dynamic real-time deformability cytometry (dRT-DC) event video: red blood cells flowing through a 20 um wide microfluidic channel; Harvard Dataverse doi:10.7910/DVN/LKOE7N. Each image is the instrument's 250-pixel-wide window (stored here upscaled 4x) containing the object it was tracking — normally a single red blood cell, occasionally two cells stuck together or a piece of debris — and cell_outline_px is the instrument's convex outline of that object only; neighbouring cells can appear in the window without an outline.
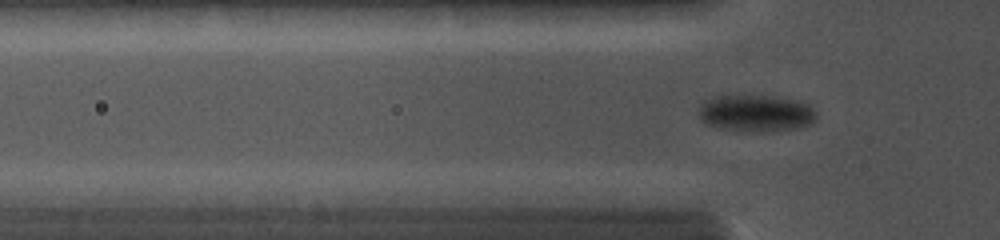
{"species": "common noctule bat (a hibernating species)", "species_latin": "Nyctalus noctula", "temperature_condition": "cold", "stored_images_in_passage": 90, "camera_frame_rate_fps": 5000, "um_per_image_px": 0.085, "animal": {"sex": "female", "body_mass_g": 19.0, "forearm_length_mm": 56.7}, "frame": {"image": 1, "passage_image": 27, "time_ms": 4.4, "image_size_px": [1000, 240], "cell_outline_px": [[816, 120], [812, 124], [796, 128], [720, 128], [704, 124], [700, 120], [700, 104], [712, 96], [772, 96], [796, 100], [808, 104], [816, 112]], "centroid_in_image_um": [64.24, 9.56], "position_along_channel_um": 61.6, "area_um2": 24.1}}
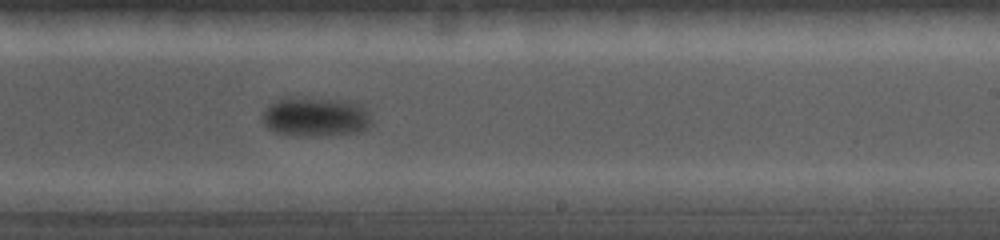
{"frame": {"image": 2, "passage_image": 56, "time_ms": 9.2, "image_size_px": [1000, 240], "cell_outline_px": [[372, 124], [368, 128], [356, 132], [308, 136], [292, 136], [276, 132], [268, 128], [264, 124], [264, 112], [268, 104], [276, 100], [344, 100], [360, 104], [368, 112]], "centroid_in_image_um": [26.84, 9.97], "position_along_channel_um": 262.2, "area_um2": 24.16}}
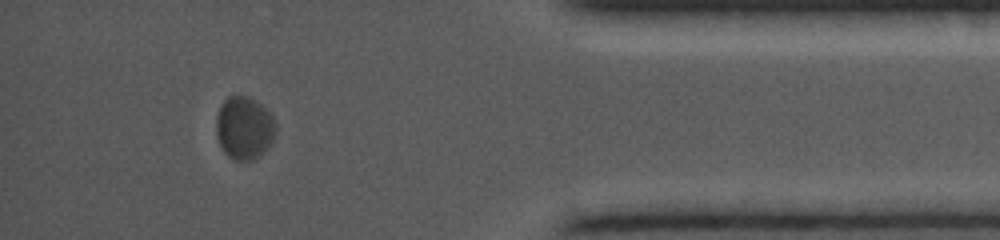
{"frame": {"image": 3, "passage_image": 82, "time_ms": 13.4, "image_size_px": [1000, 240], "cell_outline_px": [[276, 136], [268, 148], [260, 156], [252, 160], [236, 160], [228, 156], [224, 152], [220, 144], [216, 132], [216, 116], [220, 104], [228, 96], [248, 96], [256, 100], [272, 116], [276, 124]], "centroid_in_image_um": [20.77, 10.87], "position_along_channel_um": 414.4, "area_um2": 22.02}}